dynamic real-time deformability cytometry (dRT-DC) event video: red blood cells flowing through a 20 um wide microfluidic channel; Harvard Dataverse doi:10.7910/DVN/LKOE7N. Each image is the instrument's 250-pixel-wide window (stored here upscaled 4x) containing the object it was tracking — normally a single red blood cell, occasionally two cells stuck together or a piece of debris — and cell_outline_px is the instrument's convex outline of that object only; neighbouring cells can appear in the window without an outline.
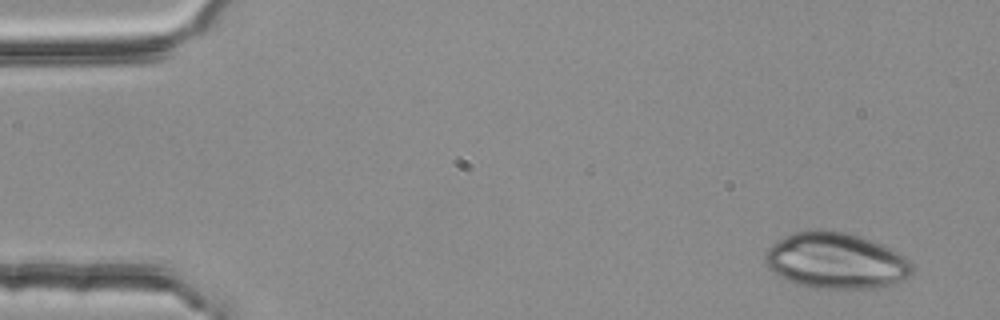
{"species": "common noctule bat (a hibernating species)", "species_latin": "Nyctalus noctula", "temperature_condition": "room temperature", "stored_images_in_passage": 4, "camera_frame_rate_fps": 3000, "um_per_image_px": 0.085, "animal": {"sex": "female", "body_mass_g": 25.1}, "frame": {"image": 1, "passage_image": 1, "time_ms": 0.0, "image_size_px": [1000, 320], "cell_outline_px": [[912, 272], [908, 276], [900, 280], [888, 284], [872, 288], [812, 288], [796, 284], [784, 280], [772, 272], [764, 264], [764, 252], [772, 244], [784, 236], [792, 232], [808, 228], [824, 228], [848, 232], [872, 240], [904, 256], [912, 264]], "centroid_in_image_um": [70.94, 22.13], "position_along_channel_um": 14.1, "area_um2": 48.49}}